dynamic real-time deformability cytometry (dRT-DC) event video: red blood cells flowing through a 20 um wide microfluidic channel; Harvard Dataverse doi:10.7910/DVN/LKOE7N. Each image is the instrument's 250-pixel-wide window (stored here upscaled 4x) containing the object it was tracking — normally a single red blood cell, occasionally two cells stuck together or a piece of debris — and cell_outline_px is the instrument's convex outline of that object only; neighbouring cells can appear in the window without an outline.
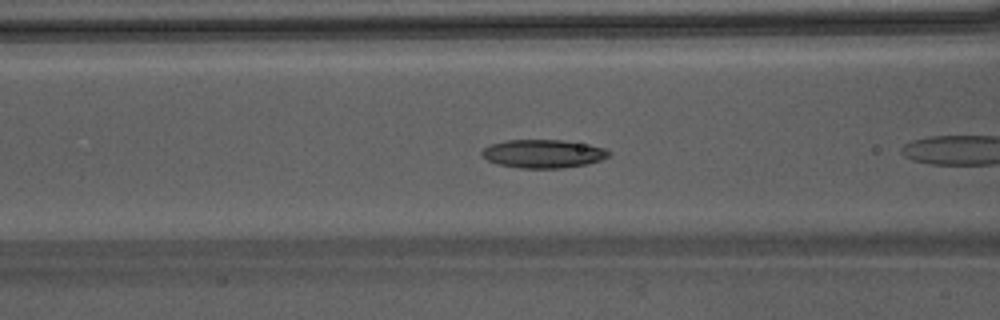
{"species": "Egyptian fruit bat (a non-hibernating species)", "species_latin": "Rousettus aegyptiacus", "temperature_condition": "warm", "stored_images_in_passage": 7, "camera_frame_rate_fps": 3000, "um_per_image_px": 0.085, "animal": {"sex": "male"}, "frame": {"image": 1, "passage_image": 5, "time_ms": 1.333, "image_size_px": [1000, 320], "cell_outline_px": [[612, 152], [608, 156], [600, 160], [588, 164], [560, 168], [520, 168], [496, 164], [480, 156], [480, 152], [484, 148], [492, 144], [508, 140], [560, 140], [588, 144], [604, 148]], "centroid_in_image_um": [46.15, 13.07], "position_along_channel_um": 120.4, "area_um2": 20.98}}